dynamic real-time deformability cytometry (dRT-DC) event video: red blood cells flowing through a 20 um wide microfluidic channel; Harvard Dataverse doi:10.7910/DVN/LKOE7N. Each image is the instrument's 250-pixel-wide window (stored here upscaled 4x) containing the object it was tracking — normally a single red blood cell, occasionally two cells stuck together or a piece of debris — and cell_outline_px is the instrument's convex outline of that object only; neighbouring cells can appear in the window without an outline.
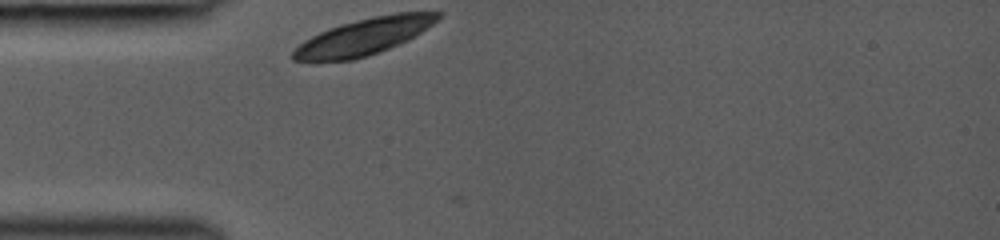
{"species": "common noctule bat (a hibernating species)", "species_latin": "Nyctalus noctula", "temperature_condition": "room temperature", "stored_images_in_passage": 15, "camera_frame_rate_fps": 3000, "um_per_image_px": 0.085, "animal": {"sex": "female", "body_mass_g": 19.0, "forearm_length_mm": 53.3}, "frame": {"image": 1, "passage_image": 1, "time_ms": 0.0, "image_size_px": [1000, 240], "cell_outline_px": [[444, 12], [432, 24], [420, 32], [388, 48], [368, 56], [352, 60], [292, 60], [292, 52], [304, 40], [328, 28], [340, 24], [376, 16], [396, 12]], "centroid_in_image_um": [30.91, 3.1], "position_along_channel_um": 54.1, "area_um2": 29.94}}
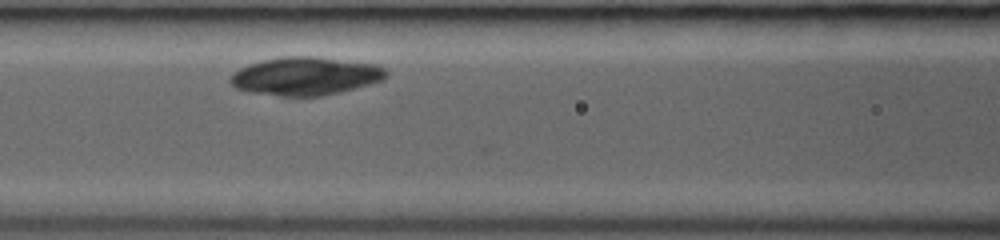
{"frame": {"image": 2, "passage_image": 8, "time_ms": 2.333, "image_size_px": [1000, 240], "cell_outline_px": [[388, 76], [384, 80], [340, 92], [320, 96], [280, 96], [252, 92], [236, 88], [228, 80], [240, 68], [248, 64], [280, 56], [316, 56], [376, 64], [384, 68], [388, 72]], "centroid_in_image_um": [26.0, 6.46], "position_along_channel_um": 140.6, "area_um2": 34.68}}
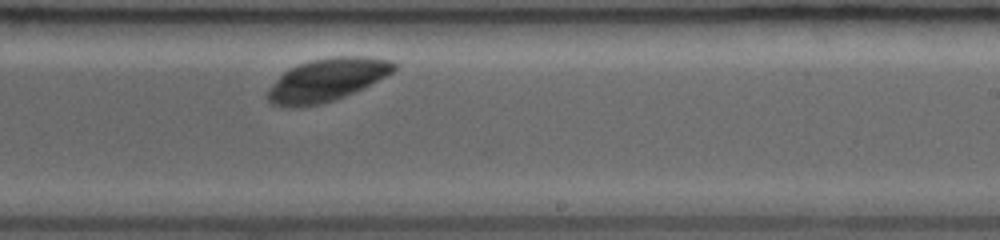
{"frame": {"image": 3, "passage_image": 15, "time_ms": 5.333, "image_size_px": [1000, 240], "cell_outline_px": [[396, 68], [392, 72], [364, 88], [356, 92], [320, 104], [296, 108], [284, 108], [272, 104], [268, 100], [268, 88], [288, 68], [312, 60], [332, 56], [364, 56], [392, 60], [396, 64]], "centroid_in_image_um": [27.77, 6.8], "position_along_channel_um": 261.2, "area_um2": 31.56}}